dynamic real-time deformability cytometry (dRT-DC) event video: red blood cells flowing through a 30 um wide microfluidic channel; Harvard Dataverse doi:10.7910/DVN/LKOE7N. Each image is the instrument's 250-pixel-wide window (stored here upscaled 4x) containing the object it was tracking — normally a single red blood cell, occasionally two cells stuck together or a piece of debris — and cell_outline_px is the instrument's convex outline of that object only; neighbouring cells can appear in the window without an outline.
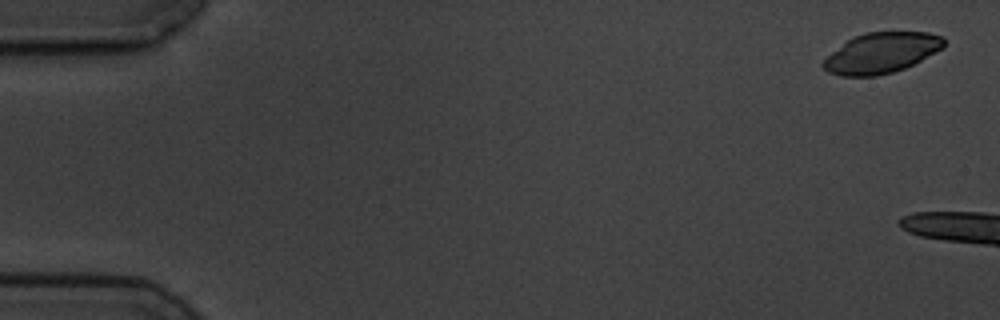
{"species": "common noctule bat (a hibernating species)", "species_latin": "Nyctalus noctula", "temperature_condition": "cold", "stored_images_in_passage": 2, "camera_frame_rate_fps": 3000, "um_per_image_px": 0.085, "animal": {"sex": "male", "body_mass_g": 19.5, "forearm_length_mm": 54.6}, "frame": {"image": 1, "passage_image": 1, "time_ms": 0.0, "image_size_px": [1000, 320], "cell_outline_px": [[944, 48], [904, 68], [892, 72], [876, 76], [840, 76], [828, 72], [820, 64], [832, 52], [852, 36], [864, 32], [928, 32], [944, 36]], "centroid_in_image_um": [74.91, 4.49], "position_along_channel_um": 10.1, "area_um2": 28.44}}